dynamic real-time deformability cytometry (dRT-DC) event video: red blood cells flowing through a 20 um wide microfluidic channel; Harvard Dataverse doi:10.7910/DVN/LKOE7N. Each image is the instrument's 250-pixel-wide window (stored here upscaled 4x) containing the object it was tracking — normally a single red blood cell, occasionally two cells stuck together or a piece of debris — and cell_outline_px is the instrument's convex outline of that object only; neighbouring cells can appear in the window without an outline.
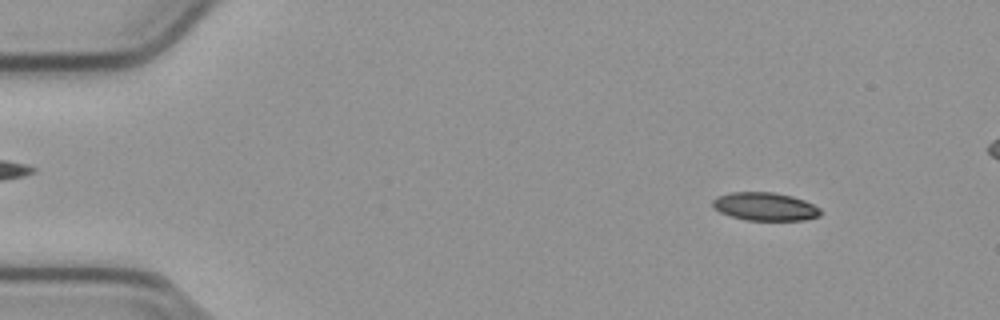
{"species": "common noctule bat (a hibernating species)", "species_latin": "Nyctalus noctula", "temperature_condition": "cold", "stored_images_in_passage": 52, "camera_frame_rate_fps": 3000, "um_per_image_px": 0.085, "animal": {"sex": "male", "body_mass_g": 23.1, "forearm_length_mm": 52.7}, "frame": {"image": 1, "passage_image": 6, "time_ms": 1.667, "image_size_px": [1000, 320], "cell_outline_px": [[820, 216], [804, 220], [744, 220], [720, 212], [712, 208], [712, 200], [716, 196], [732, 192], [772, 192], [792, 196], [804, 200], [820, 208]], "centroid_in_image_um": [64.99, 17.55], "position_along_channel_um": 20.0, "area_um2": 17.74}}
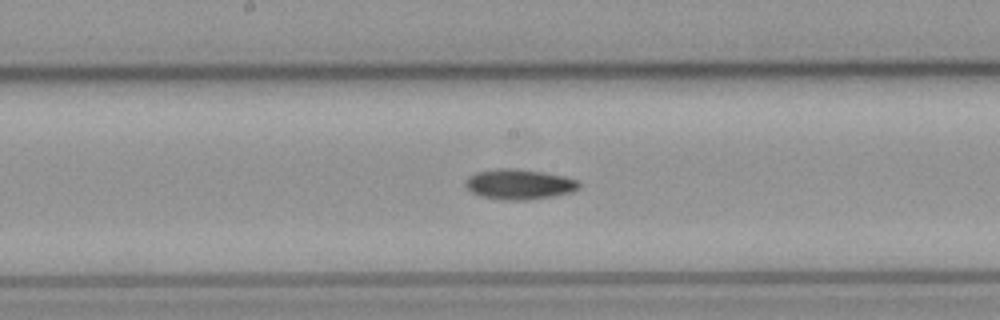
{"frame": {"image": 2, "passage_image": 28, "time_ms": 9.0, "image_size_px": [1000, 320], "cell_outline_px": [[580, 188], [572, 192], [556, 196], [528, 200], [504, 200], [480, 196], [472, 192], [464, 184], [464, 180], [468, 176], [476, 172], [500, 168], [516, 168], [564, 176], [580, 180]], "centroid_in_image_um": [44.15, 15.67], "position_along_channel_um": 204.1, "area_um2": 20.23}}
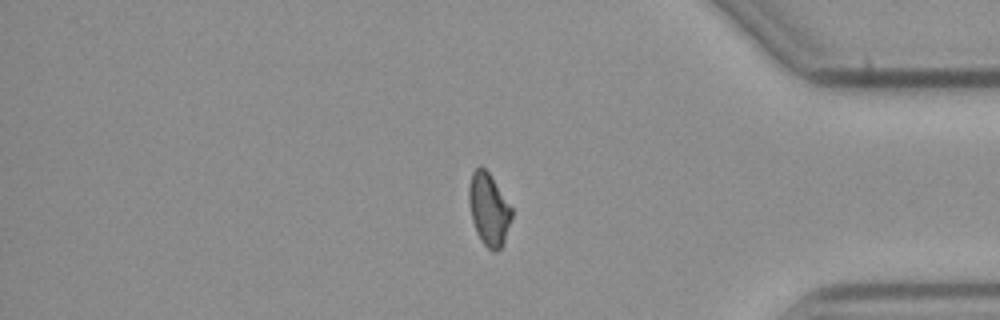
{"frame": {"image": 3, "passage_image": 45, "time_ms": 14.667, "image_size_px": [1000, 320], "cell_outline_px": [[512, 216], [504, 240], [500, 248], [496, 252], [492, 252], [480, 240], [476, 232], [472, 220], [468, 200], [468, 188], [472, 172], [476, 168], [484, 168], [488, 172], [512, 208]], "centroid_in_image_um": [41.52, 17.81], "position_along_channel_um": 393.7, "area_um2": 17.8}}